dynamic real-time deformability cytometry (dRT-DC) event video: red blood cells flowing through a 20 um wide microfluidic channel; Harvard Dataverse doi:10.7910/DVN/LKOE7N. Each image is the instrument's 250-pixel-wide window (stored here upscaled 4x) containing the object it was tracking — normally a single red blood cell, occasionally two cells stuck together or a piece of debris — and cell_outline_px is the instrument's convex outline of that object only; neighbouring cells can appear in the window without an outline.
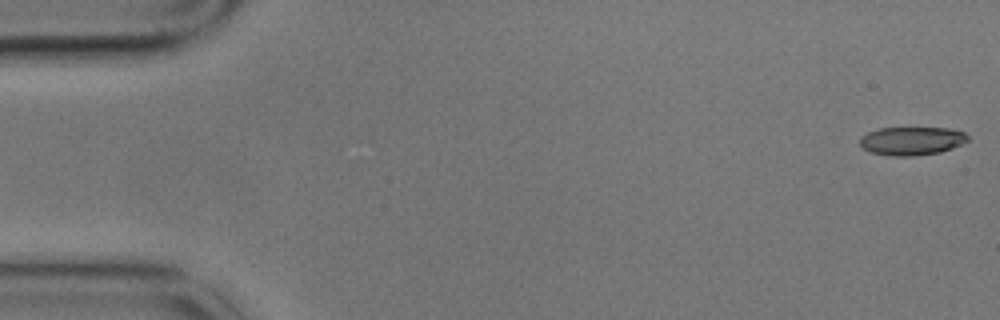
{"species": "common noctule bat (a hibernating species)", "species_latin": "Nyctalus noctula", "temperature_condition": "cold", "stored_images_in_passage": 11, "camera_frame_rate_fps": 3000, "um_per_image_px": 0.085, "animal": {"sex": "male", "body_mass_g": 17.9}, "frame": {"image": 1, "passage_image": 1, "time_ms": 0.0, "image_size_px": [1000, 320], "cell_outline_px": [[968, 140], [952, 148], [940, 152], [916, 156], [892, 156], [872, 152], [864, 148], [860, 144], [860, 136], [868, 132], [880, 128], [948, 128], [964, 132], [968, 136]], "centroid_in_image_um": [77.49, 11.97], "position_along_channel_um": 7.5, "area_um2": 17.74}}
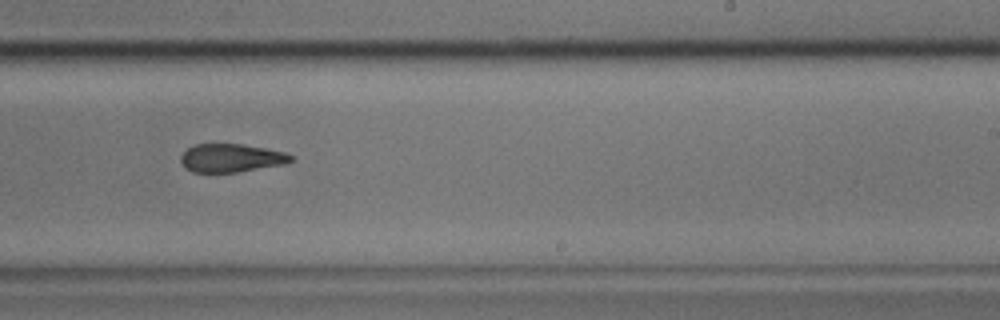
{"frame": {"image": 2, "passage_image": 10, "time_ms": 3.0, "image_size_px": [1000, 320], "cell_outline_px": [[292, 160], [284, 164], [236, 172], [192, 172], [184, 168], [180, 160], [180, 156], [188, 148], [196, 144], [244, 144], [284, 152], [292, 156]], "centroid_in_image_um": [19.6, 13.43], "position_along_channel_um": 269.4, "area_um2": 18.03}}
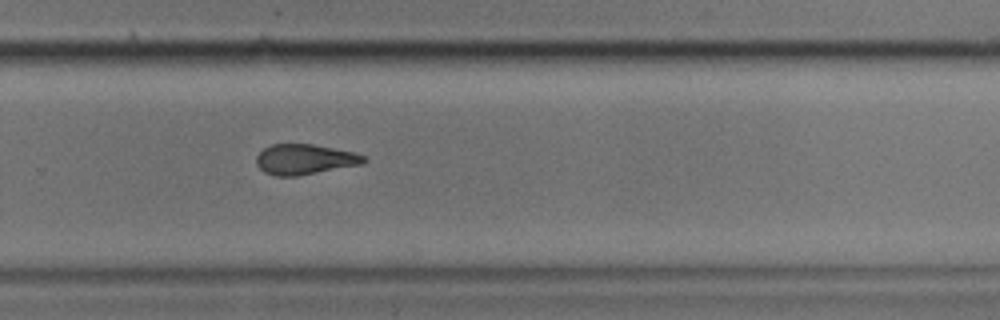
{"frame": {"image": 3, "passage_image": 11, "time_ms": 3.333, "image_size_px": [1000, 320], "cell_outline_px": [[368, 160], [360, 164], [296, 176], [276, 176], [264, 172], [256, 164], [256, 156], [264, 148], [272, 144], [312, 144], [352, 152], [364, 156]], "centroid_in_image_um": [25.85, 13.54], "position_along_channel_um": 304.0, "area_um2": 18.67}}